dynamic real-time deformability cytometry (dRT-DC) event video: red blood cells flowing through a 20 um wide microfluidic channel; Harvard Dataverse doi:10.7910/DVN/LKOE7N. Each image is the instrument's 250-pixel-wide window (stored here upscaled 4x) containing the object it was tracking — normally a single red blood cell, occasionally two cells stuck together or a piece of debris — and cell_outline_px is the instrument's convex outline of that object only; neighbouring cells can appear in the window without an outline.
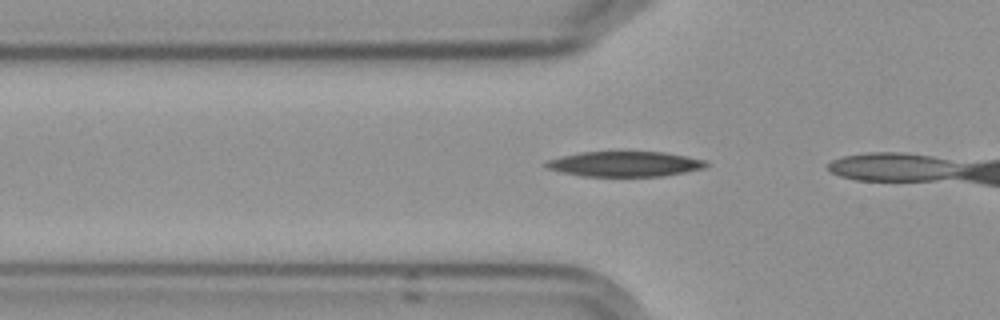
{"species": "Egyptian fruit bat (a non-hibernating species)", "species_latin": "Rousettus aegyptiacus", "temperature_condition": "cold", "stored_images_in_passage": 5, "segment_of_instrument_passage": [2, 2], "camera_frame_rate_fps": 3000, "um_per_image_px": 0.085, "frame": {"image": 1, "passage_image": 5, "time_ms": 5.667, "image_size_px": [1000, 320], "cell_outline_px": [[708, 164], [704, 168], [684, 172], [660, 176], [584, 176], [560, 172], [548, 168], [544, 164], [548, 160], [560, 156], [580, 152], [664, 152], [704, 160]], "centroid_in_image_um": [53.07, 13.94], "position_along_channel_um": 72.7, "area_um2": 23.24}}